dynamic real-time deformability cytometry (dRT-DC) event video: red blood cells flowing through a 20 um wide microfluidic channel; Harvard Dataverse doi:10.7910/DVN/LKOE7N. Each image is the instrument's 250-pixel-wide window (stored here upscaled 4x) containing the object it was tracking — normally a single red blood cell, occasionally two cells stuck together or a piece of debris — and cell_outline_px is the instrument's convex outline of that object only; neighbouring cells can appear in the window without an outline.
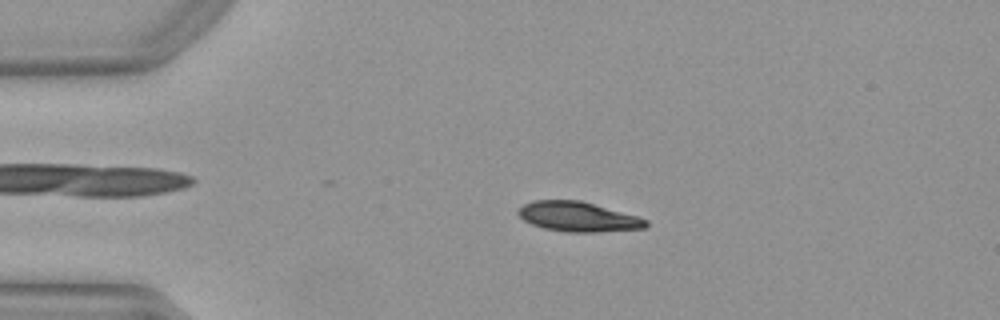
{"species": "Egyptian fruit bat (a non-hibernating species)", "species_latin": "Rousettus aegyptiacus", "temperature_condition": "warm", "stored_images_in_passage": 41, "camera_frame_rate_fps": 3000, "um_per_image_px": 0.085, "animal": {"sex": "female"}, "frame": {"image": 1, "passage_image": 11, "time_ms": 3.333, "image_size_px": [1000, 320], "cell_outline_px": [[648, 224], [644, 228], [596, 232], [564, 232], [544, 228], [532, 224], [524, 220], [516, 212], [516, 208], [532, 200], [580, 200], [636, 216], [648, 220]], "centroid_in_image_um": [49.08, 18.42], "position_along_channel_um": 35.9, "area_um2": 22.08}}
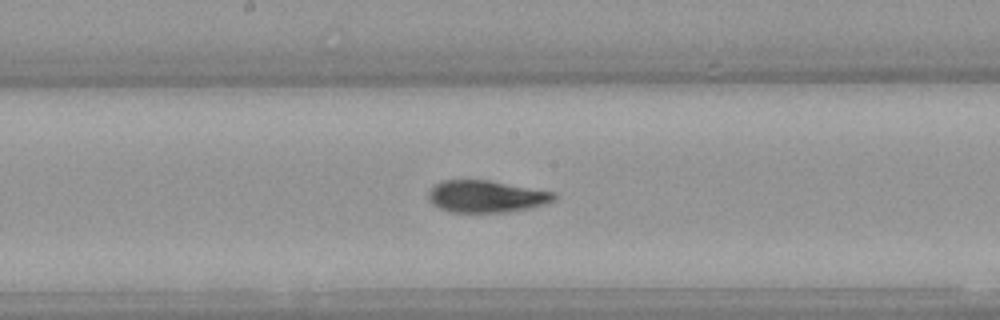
{"frame": {"image": 2, "passage_image": 27, "time_ms": 8.667, "image_size_px": [1000, 320], "cell_outline_px": [[556, 200], [548, 204], [532, 208], [508, 212], [448, 212], [432, 204], [428, 200], [428, 192], [436, 184], [444, 180], [488, 180], [556, 192]], "centroid_in_image_um": [41.37, 16.71], "position_along_channel_um": 206.8, "area_um2": 23.7}}
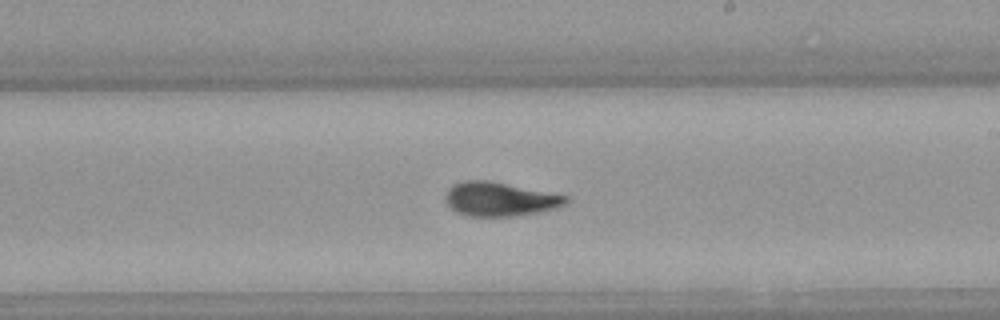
{"frame": {"image": 3, "passage_image": 30, "time_ms": 9.667, "image_size_px": [1000, 320], "cell_outline_px": [[568, 200], [564, 204], [556, 208], [540, 212], [516, 216], [468, 216], [456, 212], [448, 204], [444, 196], [448, 188], [452, 184], [464, 180], [488, 180], [568, 196]], "centroid_in_image_um": [42.45, 16.92], "position_along_channel_um": 246.6, "area_um2": 23.81}, "authors_computed_cell_mechanics": {"area_um2": 23.12, "velocity_mm_per_s": 3.9788, "shape_relaxation_time_tau1_ms": 3.1542, "shape_relaxation_time_tau2_ms": 1.9519, "deformation_change_tau1": 0.1588, "deformation_change_tau2": 0.0738}}